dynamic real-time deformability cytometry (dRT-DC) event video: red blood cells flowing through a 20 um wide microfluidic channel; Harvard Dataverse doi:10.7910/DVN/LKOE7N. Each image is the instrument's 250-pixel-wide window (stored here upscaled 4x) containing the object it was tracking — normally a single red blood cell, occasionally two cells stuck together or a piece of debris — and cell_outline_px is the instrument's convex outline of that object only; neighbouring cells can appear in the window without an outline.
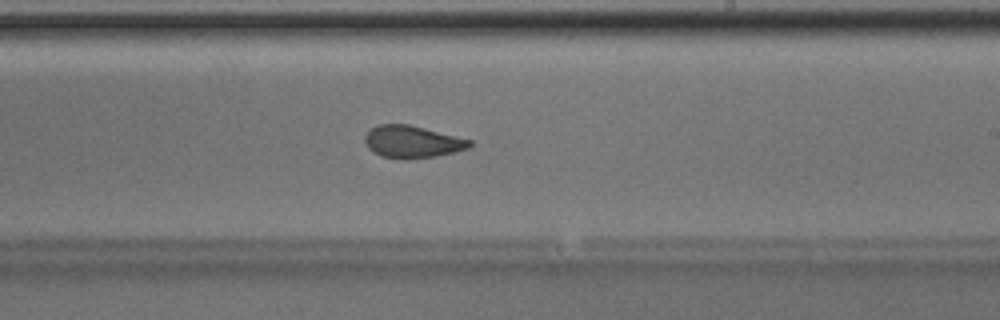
{"species": "Egyptian fruit bat (a non-hibernating species)", "species_latin": "Rousettus aegyptiacus", "temperature_condition": "room temperature", "stored_images_in_passage": 41, "camera_frame_rate_fps": 3000, "um_per_image_px": 0.085, "animal": {"sex": "male"}, "frame": {"image": 1, "passage_image": 24, "time_ms": 7.667, "image_size_px": [1000, 320], "cell_outline_px": [[472, 144], [468, 148], [456, 152], [436, 156], [380, 156], [372, 152], [368, 148], [364, 140], [364, 136], [376, 124], [408, 124], [472, 140]], "centroid_in_image_um": [35.04, 12.01], "position_along_channel_um": 254.0, "area_um2": 19.02}, "authors_computed_cell_mechanics": {"area_um2": 20.0566, "velocity_mm_per_s": 4.0195, "shape_relaxation_time_tau1_ms": 9.0445, "shape_relaxation_time_tau2_ms": 1.6668, "deformation_change_tau1": 0.2066, "deformation_change_tau2": 0.0698}}